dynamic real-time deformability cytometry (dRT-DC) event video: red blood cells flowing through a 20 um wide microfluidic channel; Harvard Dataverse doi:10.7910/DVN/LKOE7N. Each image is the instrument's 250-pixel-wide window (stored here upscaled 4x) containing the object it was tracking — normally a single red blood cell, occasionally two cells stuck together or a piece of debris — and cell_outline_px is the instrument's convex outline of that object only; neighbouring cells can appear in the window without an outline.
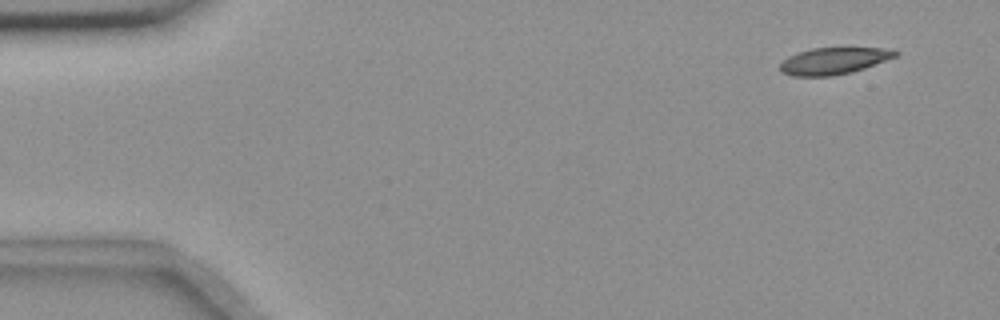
{"species": "common noctule bat (a hibernating species)", "species_latin": "Nyctalus noctula", "temperature_condition": "room temperature", "stored_images_in_passage": 55, "camera_frame_rate_fps": 3000, "um_per_image_px": 0.085, "animal": {"sex": "female", "body_mass_g": 18.4}, "frame": {"image": 1, "passage_image": 4, "time_ms": 1.0, "image_size_px": [1000, 320], "cell_outline_px": [[900, 52], [896, 56], [864, 68], [852, 72], [832, 76], [792, 76], [780, 72], [780, 64], [788, 56], [812, 48], [880, 48]], "centroid_in_image_um": [70.82, 5.18], "position_along_channel_um": 14.2, "area_um2": 17.74}}
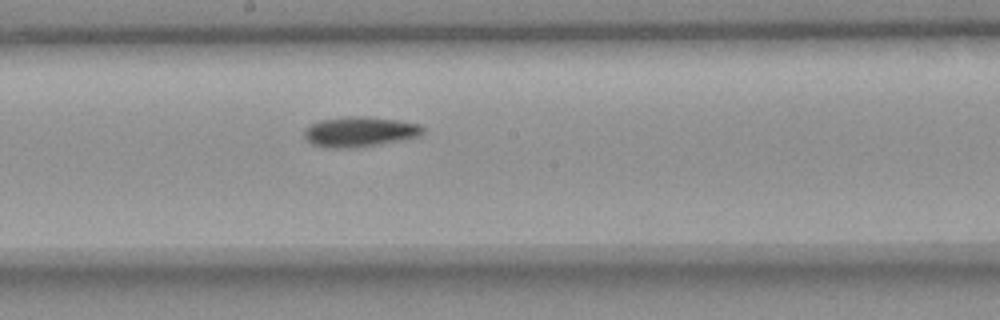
{"frame": {"image": 2, "passage_image": 30, "time_ms": 9.667, "image_size_px": [1000, 320], "cell_outline_px": [[424, 132], [416, 136], [376, 144], [352, 148], [328, 148], [312, 144], [304, 136], [304, 132], [312, 124], [320, 120], [348, 116], [360, 116], [396, 120], [420, 124], [424, 128]], "centroid_in_image_um": [30.54, 11.19], "position_along_channel_um": 217.7, "area_um2": 20.29}}
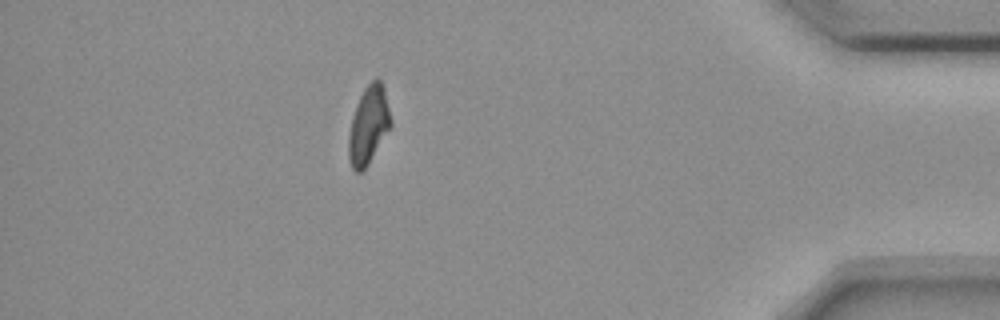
{"frame": {"image": 3, "passage_image": 49, "time_ms": 16.0, "image_size_px": [1000, 320], "cell_outline_px": [[392, 124], [368, 164], [360, 172], [356, 172], [352, 168], [348, 156], [348, 136], [352, 116], [356, 104], [364, 88], [376, 76], [380, 80], [384, 88], [392, 120]], "centroid_in_image_um": [31.32, 10.61], "position_along_channel_um": 403.9, "area_um2": 19.07}, "authors_computed_cell_mechanics": {"area_um2": 19.2474, "velocity_mm_per_s": 3.655, "shape_relaxation_time_tau1_ms": 9.855, "shape_relaxation_time_tau2_ms": null, "deformation_change_tau1": 0.2089, "deformation_change_tau2": null}}